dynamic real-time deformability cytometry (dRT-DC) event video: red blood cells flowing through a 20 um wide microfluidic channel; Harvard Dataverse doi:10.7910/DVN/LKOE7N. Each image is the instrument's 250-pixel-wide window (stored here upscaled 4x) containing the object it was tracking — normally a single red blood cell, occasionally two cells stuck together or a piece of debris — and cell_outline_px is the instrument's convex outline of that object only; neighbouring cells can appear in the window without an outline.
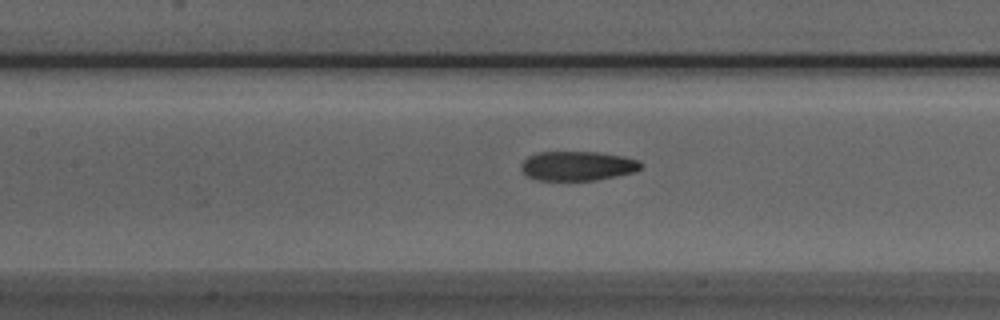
{"species": "Egyptian fruit bat (a non-hibernating species)", "species_latin": "Rousettus aegyptiacus", "temperature_condition": "room temperature", "stored_images_in_passage": 32, "camera_frame_rate_fps": 3000, "um_per_image_px": 0.085, "animal": {"sex": "male"}, "frame": {"image": 1, "passage_image": 14, "time_ms": 4.333, "image_size_px": [1000, 320], "cell_outline_px": [[644, 164], [636, 172], [596, 180], [540, 180], [528, 176], [520, 168], [520, 164], [528, 156], [536, 152], [596, 152], [624, 156], [640, 160]], "centroid_in_image_um": [49.12, 14.09], "position_along_channel_um": 158.3, "area_um2": 20.63}}
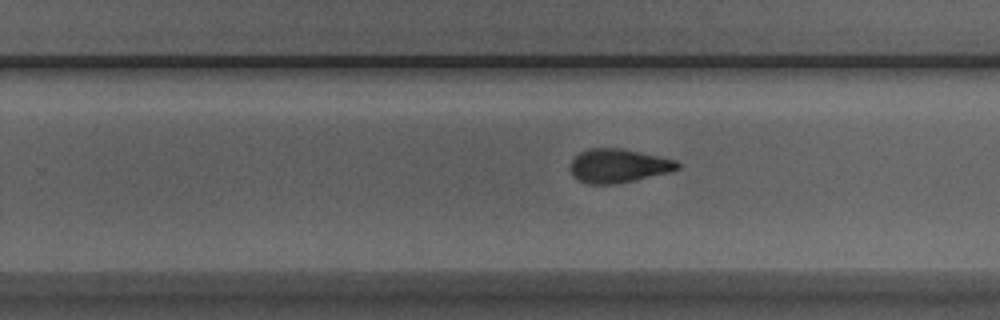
{"frame": {"image": 2, "passage_image": 23, "time_ms": 7.333, "image_size_px": [1000, 320], "cell_outline_px": [[680, 168], [668, 172], [636, 180], [612, 184], [588, 184], [572, 176], [568, 168], [572, 160], [580, 152], [588, 148], [624, 148], [676, 160], [680, 164]], "centroid_in_image_um": [52.53, 14.08], "position_along_channel_um": 277.3, "area_um2": 21.21}}
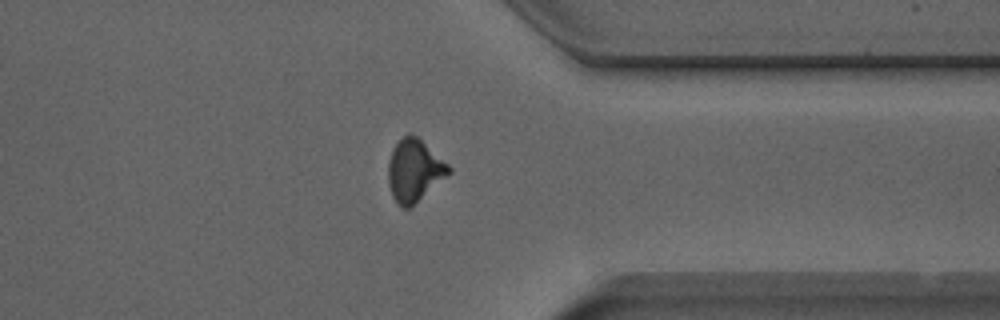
{"frame": {"image": 3, "passage_image": 31, "time_ms": 10.0, "image_size_px": [1000, 320], "cell_outline_px": [[452, 172], [412, 208], [404, 208], [392, 196], [388, 184], [388, 164], [392, 152], [396, 144], [408, 132], [416, 136], [448, 164], [452, 168]], "centroid_in_image_um": [35.24, 14.53], "position_along_channel_um": 376.2, "area_um2": 21.91}}